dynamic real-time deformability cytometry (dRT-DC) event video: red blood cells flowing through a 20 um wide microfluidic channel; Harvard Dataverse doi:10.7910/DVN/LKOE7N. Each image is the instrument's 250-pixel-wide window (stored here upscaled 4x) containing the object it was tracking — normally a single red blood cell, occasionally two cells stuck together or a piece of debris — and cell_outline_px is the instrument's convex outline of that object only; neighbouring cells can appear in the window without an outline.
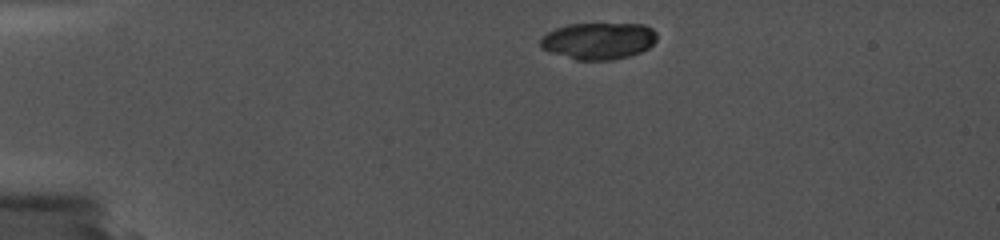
{"species": "common noctule bat (a hibernating species)", "species_latin": "Nyctalus noctula", "temperature_condition": "cold", "stored_images_in_passage": 4, "camera_frame_rate_fps": 5000, "um_per_image_px": 0.085, "animal": {"sex": "female", "body_mass_g": 19.0, "forearm_length_mm": 56.7}, "frame": {"image": 1, "passage_image": 2, "time_ms": 0.4, "image_size_px": [1000, 240], "cell_outline_px": [[656, 40], [648, 48], [640, 52], [628, 56], [608, 60], [576, 60], [540, 48], [540, 36], [556, 28], [568, 24], [644, 24], [652, 28], [656, 32]], "centroid_in_image_um": [50.86, 3.46], "position_along_channel_um": 34.1, "area_um2": 24.91}}